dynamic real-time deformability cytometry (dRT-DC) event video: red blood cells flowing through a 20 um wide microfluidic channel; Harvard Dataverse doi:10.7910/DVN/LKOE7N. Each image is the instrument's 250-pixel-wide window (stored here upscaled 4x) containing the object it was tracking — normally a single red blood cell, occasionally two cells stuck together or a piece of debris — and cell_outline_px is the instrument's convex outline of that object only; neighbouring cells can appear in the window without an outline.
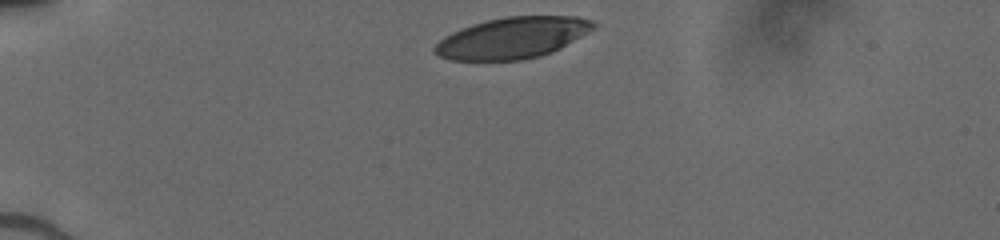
{"species": "human", "species_latin": "Homo sapiens", "temperature_condition": "cold", "stored_images_in_passage": 31, "camera_frame_rate_fps": 3000, "um_per_image_px": 0.085, "donor": {"sex": "male"}, "frame": {"image": 1, "passage_image": 1, "time_ms": 0.0, "image_size_px": [1000, 240], "cell_outline_px": [[596, 28], [560, 48], [552, 52], [540, 56], [520, 60], [452, 60], [440, 56], [432, 52], [432, 48], [444, 36], [460, 28], [472, 24], [504, 16], [576, 16], [592, 20], [596, 24]], "centroid_in_image_um": [43.55, 3.21], "position_along_channel_um": 41.4, "area_um2": 38.21}}
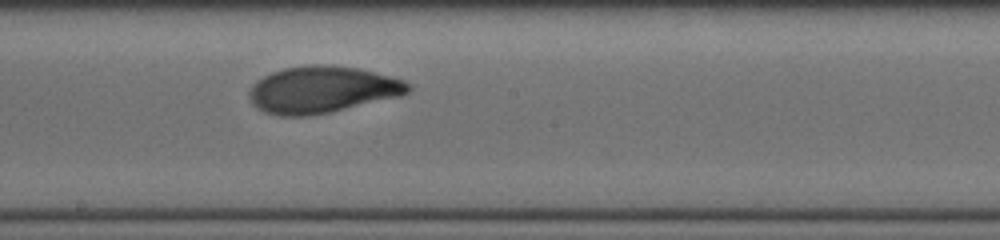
{"frame": {"image": 2, "passage_image": 18, "time_ms": 5.667, "image_size_px": [1000, 240], "cell_outline_px": [[412, 88], [408, 92], [400, 96], [328, 112], [308, 116], [280, 116], [264, 112], [256, 108], [252, 104], [248, 96], [248, 92], [252, 84], [256, 80], [272, 72], [284, 68], [312, 64], [324, 64], [356, 68], [404, 80], [412, 84]], "centroid_in_image_um": [27.33, 7.62], "position_along_channel_um": 220.9, "area_um2": 43.23}}
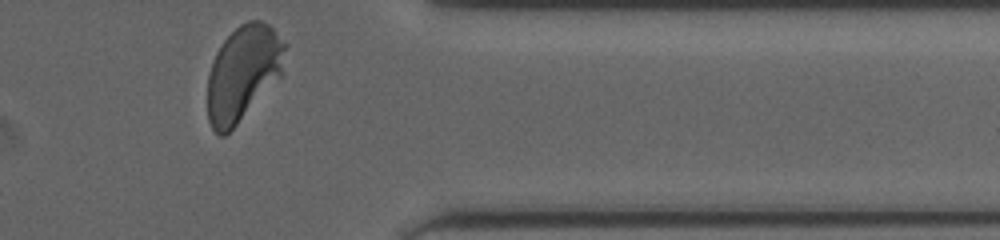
{"frame": {"image": 3, "passage_image": 31, "time_ms": 10.0, "image_size_px": [1000, 240], "cell_outline_px": [[288, 44], [280, 76], [236, 124], [224, 136], [220, 136], [212, 128], [208, 120], [208, 76], [212, 60], [220, 44], [240, 24], [248, 20], [260, 20], [268, 24]], "centroid_in_image_um": [20.65, 6.17], "position_along_channel_um": 390.7, "area_um2": 42.6}}